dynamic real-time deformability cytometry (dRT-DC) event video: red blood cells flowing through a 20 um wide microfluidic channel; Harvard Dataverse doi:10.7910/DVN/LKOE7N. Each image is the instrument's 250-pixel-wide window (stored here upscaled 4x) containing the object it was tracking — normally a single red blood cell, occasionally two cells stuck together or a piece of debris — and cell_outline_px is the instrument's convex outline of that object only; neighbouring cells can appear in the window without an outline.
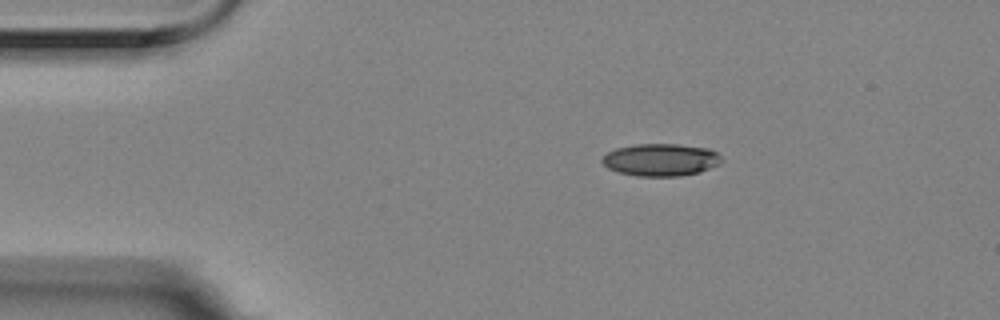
{"species": "Egyptian fruit bat (a non-hibernating species)", "species_latin": "Rousettus aegyptiacus", "temperature_condition": "room temperature", "stored_images_in_passage": 4, "camera_frame_rate_fps": 3000, "um_per_image_px": 0.085, "animal": {"sex": "female"}, "frame": {"image": 1, "passage_image": 1, "time_ms": 0.0, "image_size_px": [1000, 320], "cell_outline_px": [[720, 164], [700, 172], [680, 176], [636, 176], [620, 172], [608, 168], [600, 160], [608, 152], [616, 148], [636, 144], [676, 144], [708, 148], [716, 152], [720, 156]], "centroid_in_image_um": [56.16, 13.58], "position_along_channel_um": 28.8, "area_um2": 22.43}}
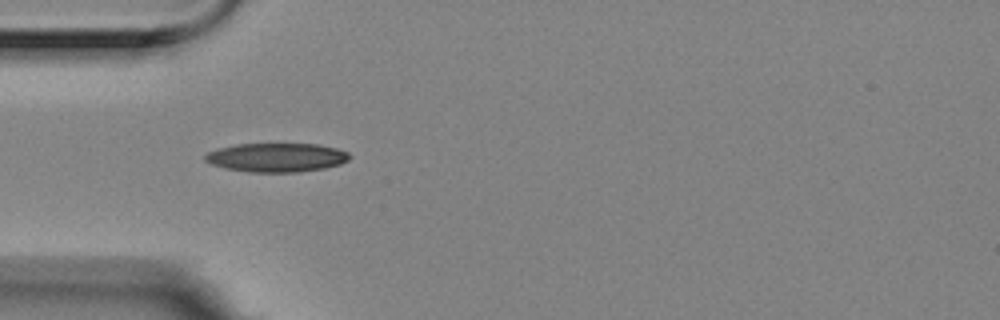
{"frame": {"image": 2, "passage_image": 3, "time_ms": 0.667, "image_size_px": [1000, 320], "cell_outline_px": [[352, 156], [348, 160], [340, 164], [324, 168], [300, 172], [248, 172], [224, 168], [212, 164], [204, 160], [204, 156], [208, 152], [220, 148], [236, 144], [316, 144], [336, 148], [348, 152]], "centroid_in_image_um": [23.51, 13.39], "position_along_channel_um": 61.5, "area_um2": 24.33}}
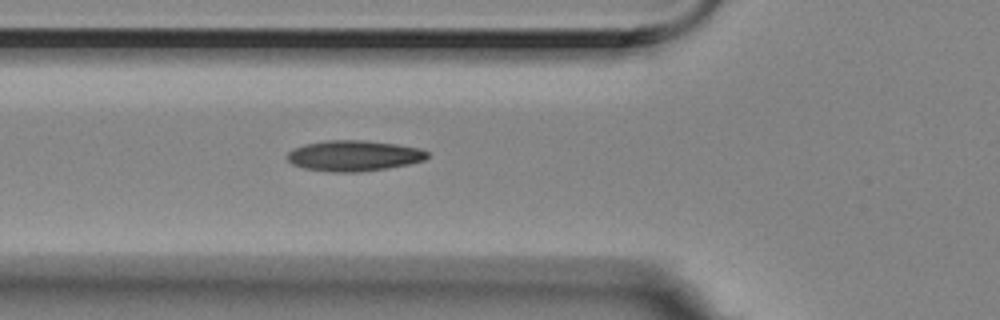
{"frame": {"image": 3, "passage_image": 4, "time_ms": 1.0, "image_size_px": [1000, 320], "cell_outline_px": [[428, 156], [424, 160], [408, 164], [388, 168], [356, 172], [332, 172], [304, 168], [292, 164], [288, 160], [288, 152], [292, 148], [304, 144], [328, 140], [364, 140], [396, 144], [420, 148], [428, 152]], "centroid_in_image_um": [30.06, 13.23], "position_along_channel_um": 95.7, "area_um2": 25.03}}